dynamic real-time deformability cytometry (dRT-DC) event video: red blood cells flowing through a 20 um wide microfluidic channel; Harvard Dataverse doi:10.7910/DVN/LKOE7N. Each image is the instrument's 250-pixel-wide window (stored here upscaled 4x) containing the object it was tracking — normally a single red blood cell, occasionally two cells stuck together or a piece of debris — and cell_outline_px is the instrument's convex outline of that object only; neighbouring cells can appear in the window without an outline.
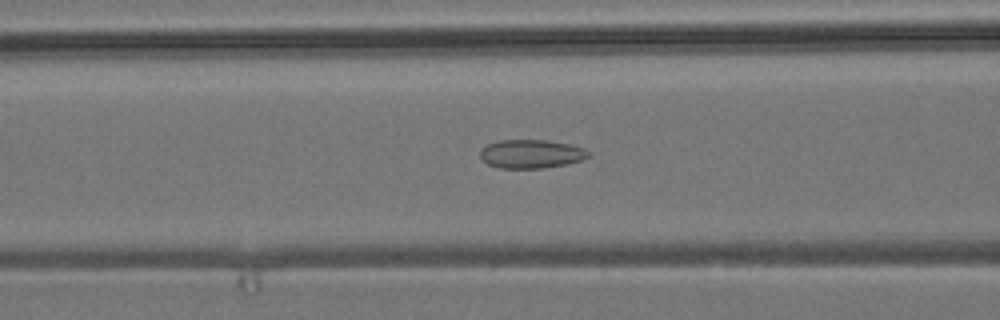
{"species": "common noctule bat (a hibernating species)", "species_latin": "Nyctalus noctula", "temperature_condition": "room temperature", "stored_images_in_passage": 48, "camera_frame_rate_fps": 3000, "um_per_image_px": 0.085, "animal": {"sex": "male", "body_mass_g": 19.2, "forearm_length_mm": 51.8}, "frame": {"image": 1, "passage_image": 21, "time_ms": 6.667, "image_size_px": [1000, 320], "cell_outline_px": [[588, 156], [584, 160], [568, 164], [544, 168], [500, 168], [488, 164], [480, 156], [480, 148], [488, 144], [500, 140], [548, 140], [568, 144], [584, 148], [588, 152]], "centroid_in_image_um": [45.15, 13.08], "position_along_channel_um": 121.4, "area_um2": 18.09}}
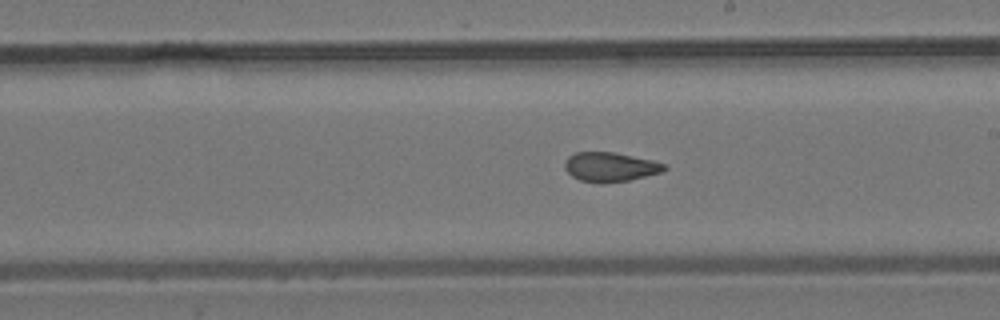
{"frame": {"image": 2, "passage_image": 30, "time_ms": 9.667, "image_size_px": [1000, 320], "cell_outline_px": [[668, 168], [660, 172], [628, 180], [604, 184], [600, 184], [580, 180], [572, 176], [564, 168], [564, 164], [568, 156], [576, 152], [612, 152], [652, 160], [664, 164]], "centroid_in_image_um": [51.82, 14.2], "position_along_channel_um": 237.2, "area_um2": 16.94}}
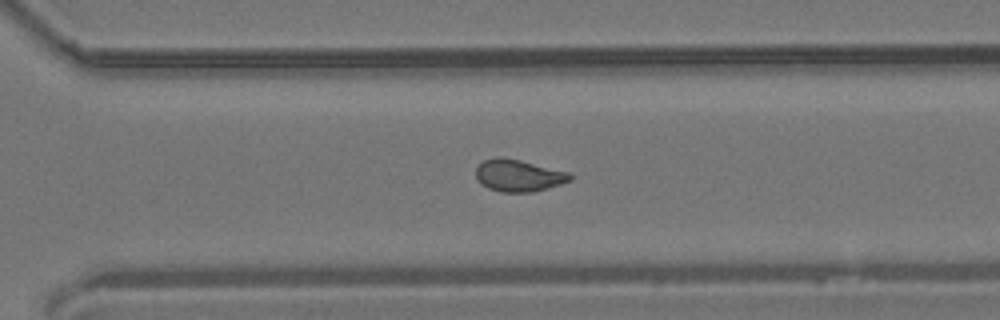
{"frame": {"image": 3, "passage_image": 37, "time_ms": 12.0, "image_size_px": [1000, 320], "cell_outline_px": [[572, 180], [548, 188], [532, 192], [500, 192], [488, 188], [480, 184], [476, 180], [476, 168], [484, 160], [496, 156], [500, 156], [520, 160], [568, 172], [572, 176]], "centroid_in_image_um": [44.04, 14.92], "position_along_channel_um": 326.6, "area_um2": 17.63}}